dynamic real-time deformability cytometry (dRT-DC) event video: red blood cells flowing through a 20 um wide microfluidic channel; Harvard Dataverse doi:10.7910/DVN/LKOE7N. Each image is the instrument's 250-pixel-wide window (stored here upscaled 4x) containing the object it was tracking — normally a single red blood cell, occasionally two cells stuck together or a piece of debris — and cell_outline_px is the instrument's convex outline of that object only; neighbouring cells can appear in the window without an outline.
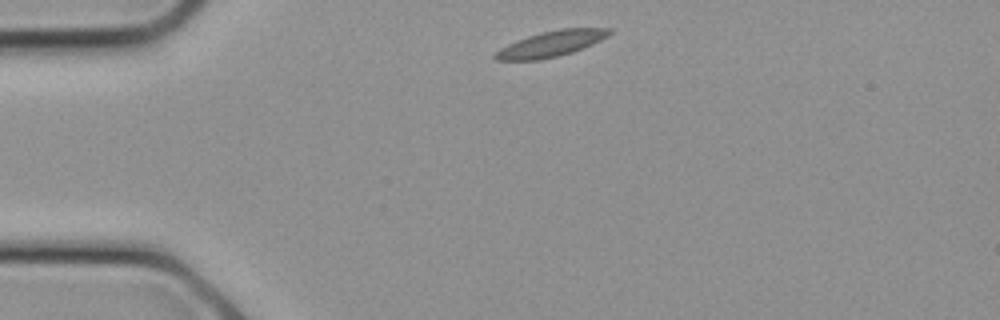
{"species": "common noctule bat (a hibernating species)", "species_latin": "Nyctalus noctula", "temperature_condition": "cold", "stored_images_in_passage": 3, "camera_frame_rate_fps": 3000, "um_per_image_px": 0.085, "animal": {"sex": "female", "body_mass_g": 21.9}, "frame": {"image": 1, "passage_image": 1, "time_ms": 0.0, "image_size_px": [1000, 320], "cell_outline_px": [[612, 32], [608, 36], [584, 48], [560, 56], [540, 60], [496, 60], [492, 56], [500, 48], [516, 40], [540, 32], [560, 28], [612, 28]], "centroid_in_image_um": [46.85, 3.72], "position_along_channel_um": 38.2, "area_um2": 17.22}}